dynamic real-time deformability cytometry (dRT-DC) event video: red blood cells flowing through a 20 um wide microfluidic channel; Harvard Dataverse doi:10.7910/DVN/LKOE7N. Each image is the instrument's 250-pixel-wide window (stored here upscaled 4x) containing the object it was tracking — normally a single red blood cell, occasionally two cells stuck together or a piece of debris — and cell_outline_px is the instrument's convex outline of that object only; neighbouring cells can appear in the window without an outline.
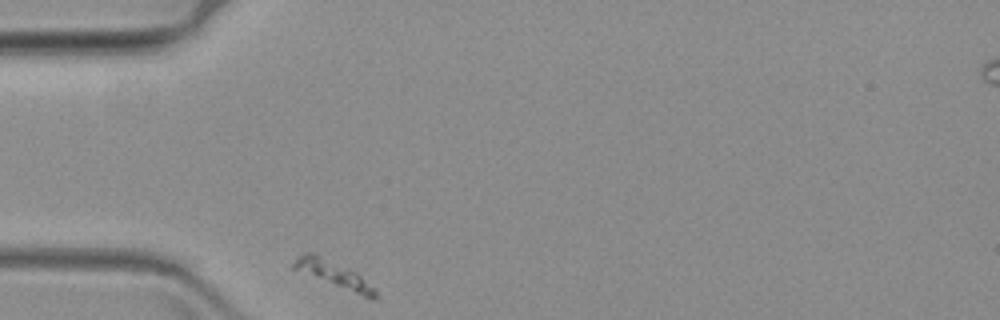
{"species": "common noctule bat (a hibernating species)", "species_latin": "Nyctalus noctula", "temperature_condition": "warm", "stored_images_in_passage": 40, "camera_frame_rate_fps": 3000, "um_per_image_px": 0.085, "animal": {"sex": "female", "body_mass_g": 19.3, "forearm_length_mm": 54.1}, "frame": {"image": 1, "passage_image": 1, "time_ms": 0.0, "image_size_px": [1000, 320], "cell_outline_px": [[380, 296], [376, 300], [372, 300], [292, 268], [292, 264], [304, 252], [312, 252], [356, 272], [376, 288]], "centroid_in_image_um": [28.48, 23.35], "position_along_channel_um": 56.5, "area_um2": 12.31}}
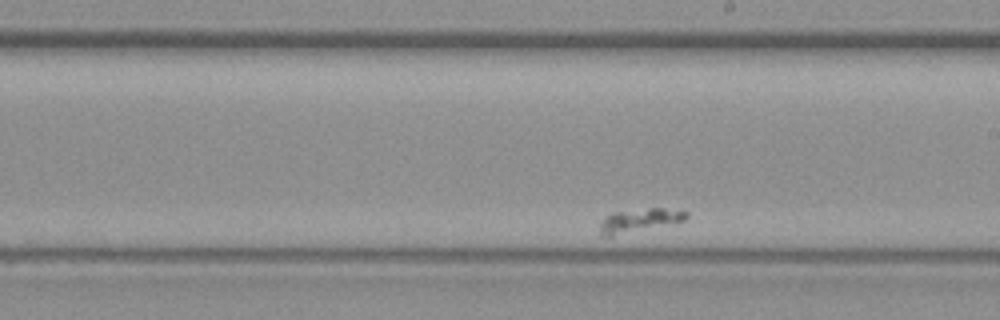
{"frame": {"image": 2, "passage_image": 23, "time_ms": 7.333, "image_size_px": [1000, 320], "cell_outline_px": [[688, 216], [684, 220], [676, 224], [612, 236], [608, 236], [600, 232], [600, 224], [604, 216], [612, 212], [648, 208], [664, 208], [688, 212]], "centroid_in_image_um": [54.38, 18.73], "position_along_channel_um": 234.6, "area_um2": 12.02}}
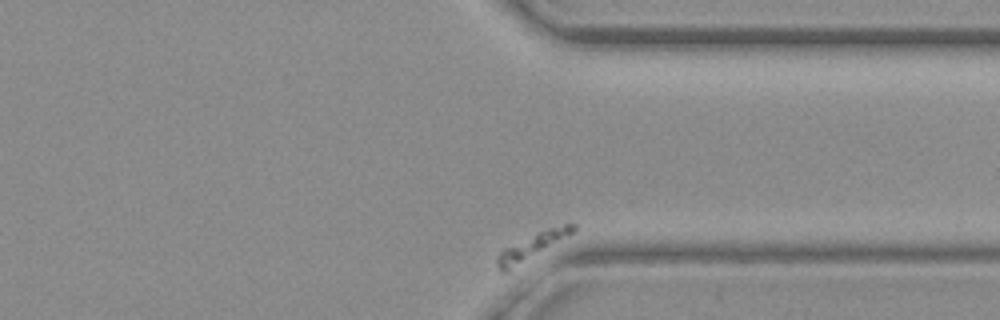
{"frame": {"image": 3, "passage_image": 40, "time_ms": 13.0, "image_size_px": [1000, 320], "cell_outline_px": [[576, 228], [568, 236], [508, 272], [500, 272], [496, 264], [496, 256], [504, 248], [536, 232], [548, 228], [564, 224], [576, 224]], "centroid_in_image_um": [45.17, 20.96], "position_along_channel_um": 366.2, "area_um2": 11.44}}